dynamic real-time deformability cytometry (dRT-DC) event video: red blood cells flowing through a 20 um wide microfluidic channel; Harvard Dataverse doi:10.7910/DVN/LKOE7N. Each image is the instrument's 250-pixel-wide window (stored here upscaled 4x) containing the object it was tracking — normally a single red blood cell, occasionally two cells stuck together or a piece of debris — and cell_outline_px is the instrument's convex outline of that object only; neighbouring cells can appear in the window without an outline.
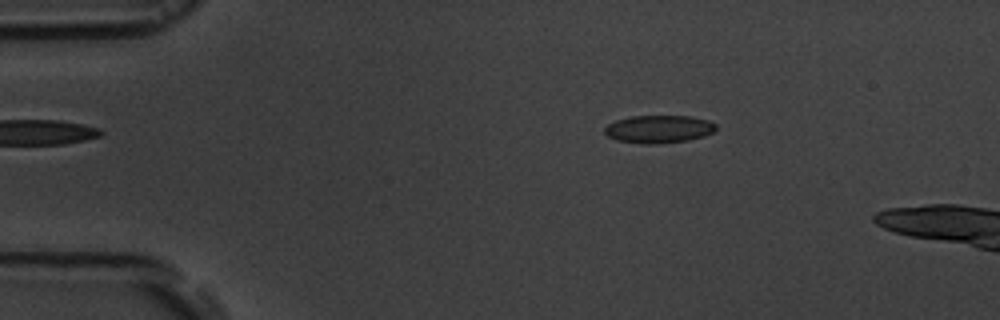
{"species": "common noctule bat (a hibernating species)", "species_latin": "Nyctalus noctula", "temperature_condition": "room temperature", "stored_images_in_passage": 45, "camera_frame_rate_fps": 3000, "um_per_image_px": 0.085, "animal": {"sex": "male", "body_mass_g": 19.5, "forearm_length_mm": 54.6}, "frame": {"image": 1, "passage_image": 3, "time_ms": 0.667, "image_size_px": [1000, 320], "cell_outline_px": [[716, 128], [712, 132], [704, 136], [688, 140], [656, 144], [644, 144], [616, 140], [608, 136], [604, 132], [604, 128], [608, 124], [616, 120], [632, 116], [688, 116], [708, 120], [716, 124]], "centroid_in_image_um": [55.98, 10.97], "position_along_channel_um": 29.0, "area_um2": 17.98}}
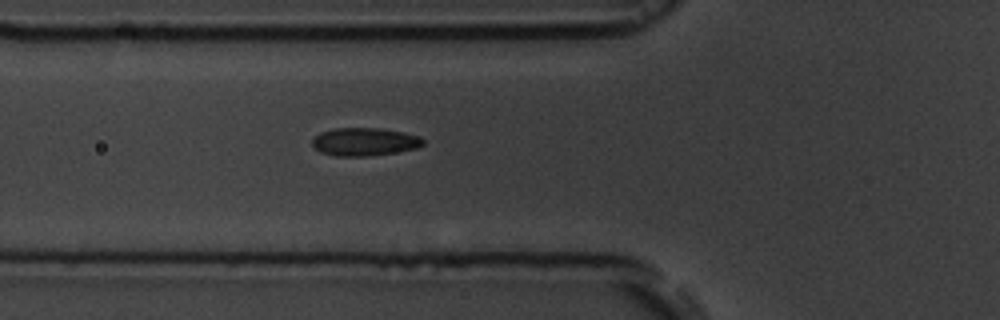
{"frame": {"image": 2, "passage_image": 13, "time_ms": 4.0, "image_size_px": [1000, 320], "cell_outline_px": [[424, 144], [416, 148], [396, 152], [368, 156], [336, 156], [320, 152], [312, 148], [312, 140], [320, 132], [336, 128], [380, 128], [404, 132], [420, 136], [424, 140]], "centroid_in_image_um": [30.97, 12.05], "position_along_channel_um": 94.8, "area_um2": 18.21}}
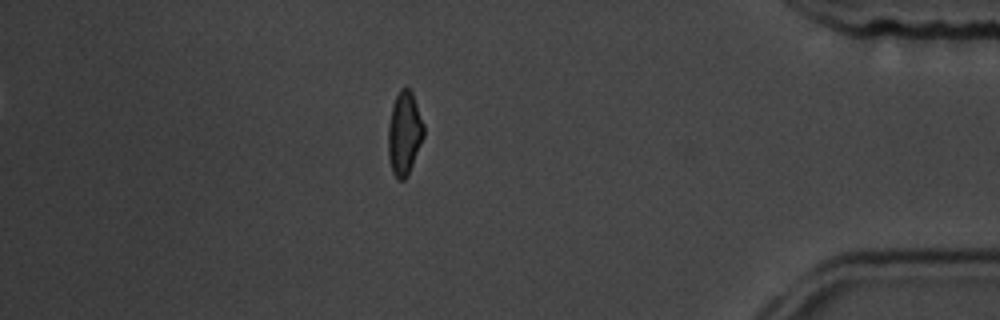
{"frame": {"image": 3, "passage_image": 41, "time_ms": 13.333, "image_size_px": [1000, 320], "cell_outline_px": [[424, 136], [408, 176], [404, 180], [396, 180], [392, 172], [388, 156], [388, 124], [392, 104], [400, 88], [408, 88], [412, 92], [424, 124]], "centroid_in_image_um": [34.36, 11.36], "position_along_channel_um": 400.8, "area_um2": 17.51}}